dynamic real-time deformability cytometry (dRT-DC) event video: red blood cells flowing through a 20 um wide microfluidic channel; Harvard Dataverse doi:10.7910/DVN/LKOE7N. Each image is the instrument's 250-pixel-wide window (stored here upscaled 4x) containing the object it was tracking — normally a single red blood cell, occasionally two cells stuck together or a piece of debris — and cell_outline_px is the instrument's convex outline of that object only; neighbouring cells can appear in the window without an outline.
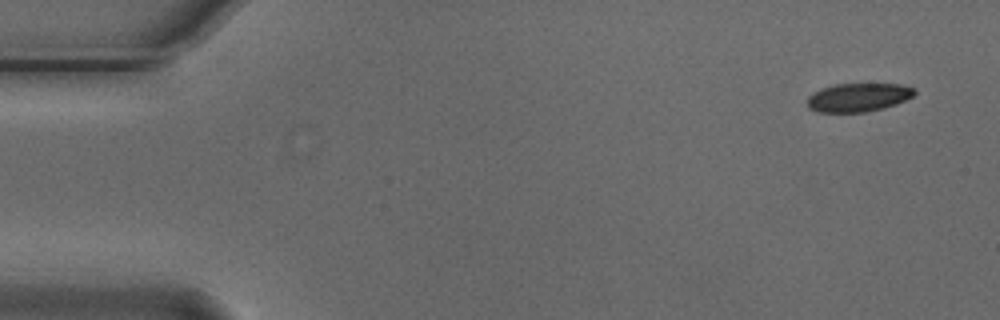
{"species": "Egyptian fruit bat (a non-hibernating species)", "species_latin": "Rousettus aegyptiacus", "temperature_condition": "cold", "stored_images_in_passage": 4, "camera_frame_rate_fps": 3000, "um_per_image_px": 0.085, "animal": {"sex": "male"}, "frame": {"image": 1, "passage_image": 1, "time_ms": 0.0, "image_size_px": [1000, 320], "cell_outline_px": [[916, 92], [912, 96], [896, 104], [884, 108], [864, 112], [820, 112], [808, 108], [808, 96], [812, 92], [820, 88], [832, 84], [904, 84], [916, 88]], "centroid_in_image_um": [72.95, 8.26], "position_along_channel_um": 12.1, "area_um2": 17.98}}
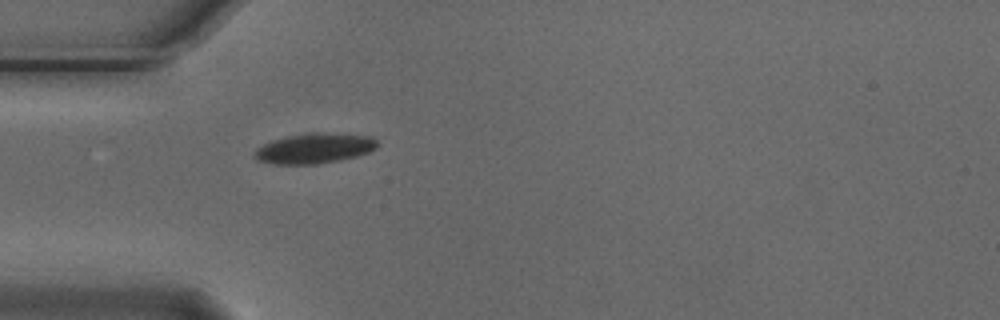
{"frame": {"image": 2, "passage_image": 4, "time_ms": 1.0, "image_size_px": [1000, 320], "cell_outline_px": [[380, 144], [376, 148], [368, 152], [356, 156], [340, 160], [316, 164], [276, 164], [256, 160], [252, 156], [252, 152], [256, 148], [272, 140], [288, 136], [312, 132], [328, 132], [372, 136]], "centroid_in_image_um": [26.72, 12.6], "position_along_channel_um": 58.3, "area_um2": 21.85}}